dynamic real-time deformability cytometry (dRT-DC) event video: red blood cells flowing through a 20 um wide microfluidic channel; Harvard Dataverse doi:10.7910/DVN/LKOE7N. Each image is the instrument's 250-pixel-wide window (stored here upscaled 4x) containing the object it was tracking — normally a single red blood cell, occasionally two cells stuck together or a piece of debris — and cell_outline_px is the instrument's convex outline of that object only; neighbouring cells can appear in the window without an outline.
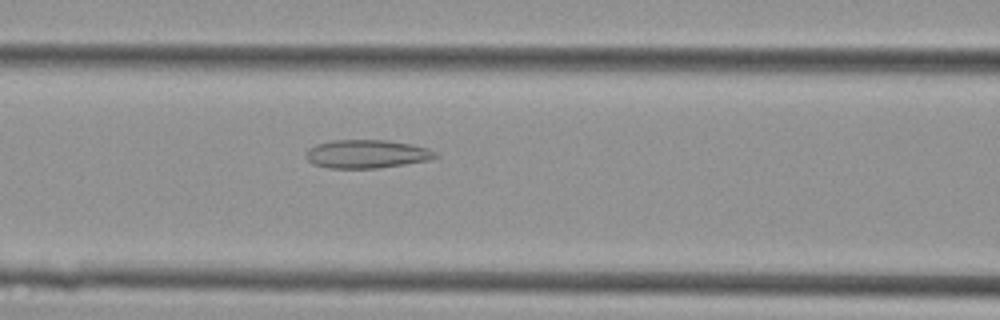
{"species": "Egyptian fruit bat (a non-hibernating species)", "species_latin": "Rousettus aegyptiacus", "temperature_condition": "cold", "stored_images_in_passage": 33, "camera_frame_rate_fps": 3000, "um_per_image_px": 0.085, "animal": {"sex": "female"}, "frame": {"image": 1, "passage_image": 9, "time_ms": 2.667, "image_size_px": [1000, 320], "cell_outline_px": [[440, 156], [428, 160], [380, 168], [328, 168], [312, 164], [304, 156], [304, 152], [308, 148], [316, 144], [332, 140], [388, 140], [412, 144], [428, 148], [436, 152]], "centroid_in_image_um": [31.14, 13.08], "position_along_channel_um": 135.5, "area_um2": 21.68}}
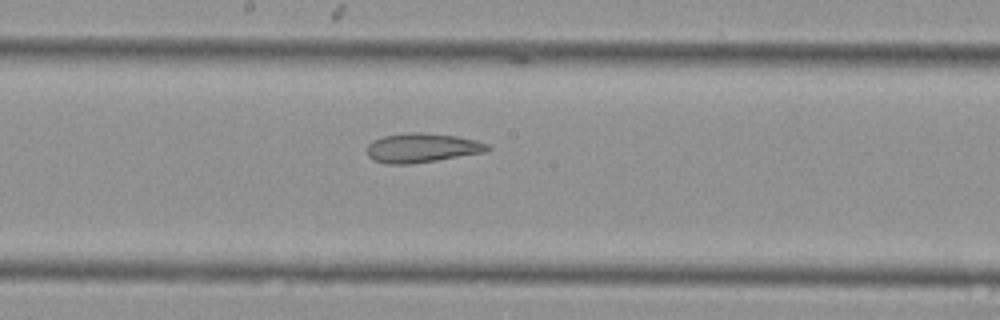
{"frame": {"image": 2, "passage_image": 14, "time_ms": 4.333, "image_size_px": [1000, 320], "cell_outline_px": [[492, 148], [488, 152], [412, 164], [388, 164], [372, 160], [368, 156], [368, 144], [372, 140], [384, 136], [404, 132], [420, 132], [456, 136], [476, 140], [488, 144]], "centroid_in_image_um": [35.89, 12.57], "position_along_channel_um": 212.3, "area_um2": 20.81}}
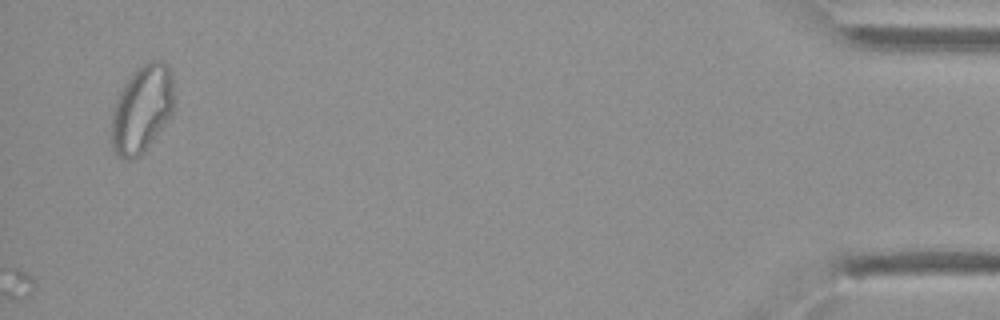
{"frame": {"image": 3, "passage_image": 33, "time_ms": 10.667, "image_size_px": [1000, 320], "cell_outline_px": [[172, 112], [164, 124], [144, 152], [140, 156], [132, 160], [124, 160], [116, 152], [112, 144], [112, 112], [120, 92], [124, 84], [132, 72], [136, 68], [148, 60], [160, 60], [168, 64], [172, 72]], "centroid_in_image_um": [12.06, 9.23], "position_along_channel_um": 423.1, "area_um2": 31.62}}